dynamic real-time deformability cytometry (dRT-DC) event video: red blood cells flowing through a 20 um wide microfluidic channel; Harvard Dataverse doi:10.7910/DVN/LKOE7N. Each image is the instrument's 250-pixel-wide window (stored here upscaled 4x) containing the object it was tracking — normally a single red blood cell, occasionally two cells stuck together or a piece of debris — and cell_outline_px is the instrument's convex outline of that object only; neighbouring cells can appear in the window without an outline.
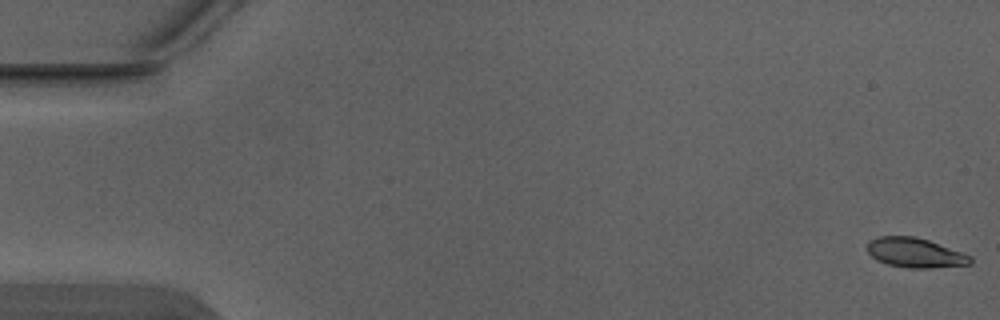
{"species": "Egyptian fruit bat (a non-hibernating species)", "species_latin": "Rousettus aegyptiacus", "temperature_condition": "warm", "stored_images_in_passage": 6, "camera_frame_rate_fps": 3000, "um_per_image_px": 0.085, "animal": {"sex": "male"}, "frame": {"image": 1, "passage_image": 1, "time_ms": 0.0, "image_size_px": [1000, 320], "cell_outline_px": [[972, 264], [928, 268], [908, 268], [888, 264], [872, 256], [868, 252], [868, 240], [880, 236], [916, 236], [928, 240], [972, 256]], "centroid_in_image_um": [77.8, 21.48], "position_along_channel_um": 7.2, "area_um2": 17.63}}
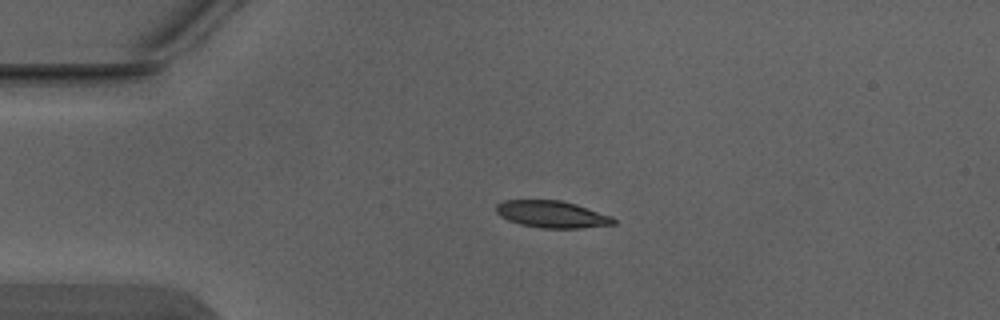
{"frame": {"image": 2, "passage_image": 4, "time_ms": 1.0, "image_size_px": [1000, 320], "cell_outline_px": [[616, 224], [580, 228], [540, 228], [520, 224], [508, 220], [500, 216], [496, 212], [496, 204], [504, 200], [560, 200], [576, 204], [612, 216], [616, 220]], "centroid_in_image_um": [46.91, 18.21], "position_along_channel_um": 38.1, "area_um2": 18.5}}
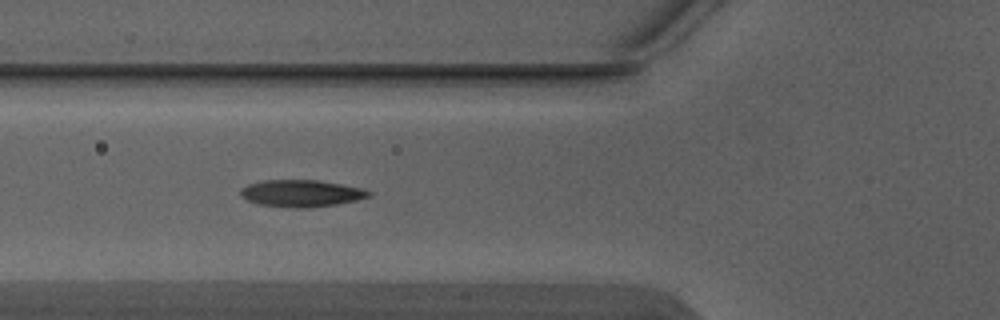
{"frame": {"image": 3, "passage_image": 6, "time_ms": 1.667, "image_size_px": [1000, 320], "cell_outline_px": [[372, 196], [356, 200], [336, 204], [308, 208], [296, 208], [260, 204], [248, 200], [240, 192], [240, 188], [248, 184], [264, 180], [316, 180], [364, 188], [372, 192]], "centroid_in_image_um": [25.65, 16.43], "position_along_channel_um": 100.1, "area_um2": 20.0}}